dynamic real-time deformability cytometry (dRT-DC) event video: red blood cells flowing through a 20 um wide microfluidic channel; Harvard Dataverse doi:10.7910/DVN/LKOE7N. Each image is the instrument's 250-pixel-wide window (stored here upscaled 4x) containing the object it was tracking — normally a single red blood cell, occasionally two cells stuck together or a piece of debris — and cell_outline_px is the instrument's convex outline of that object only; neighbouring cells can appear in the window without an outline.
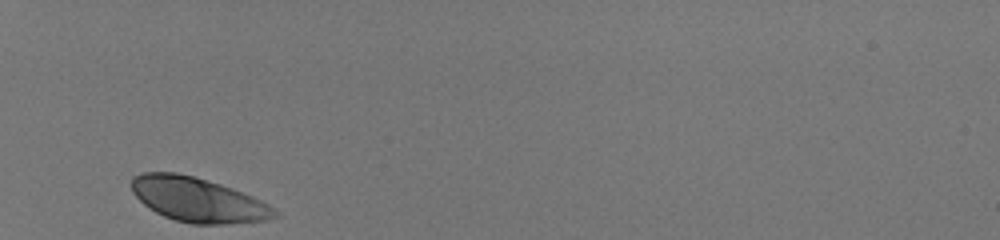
{"species": "human", "species_latin": "Homo sapiens", "temperature_condition": "room temperature", "stored_images_in_passage": 28, "camera_frame_rate_fps": 3000, "um_per_image_px": 0.085, "donor": {"sex": "male"}, "frame": {"image": 1, "passage_image": 1, "time_ms": 0.0, "image_size_px": [1000, 240], "cell_outline_px": [[280, 216], [268, 220], [224, 224], [192, 224], [176, 220], [164, 216], [156, 212], [144, 204], [132, 192], [132, 176], [140, 172], [176, 172], [192, 176], [220, 184], [232, 188], [252, 196], [268, 204], [280, 212]], "centroid_in_image_um": [16.84, 16.98], "position_along_channel_um": 68.2, "area_um2": 37.05}}
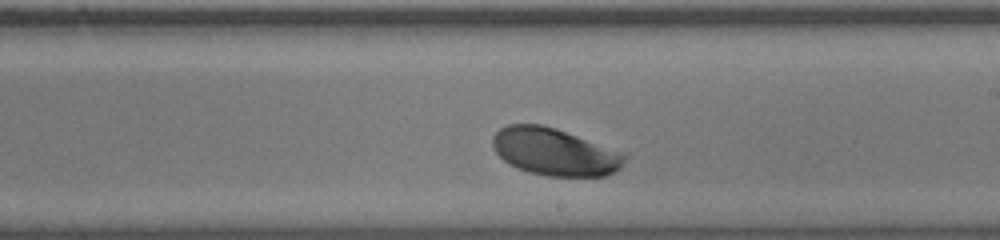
{"frame": {"image": 2, "passage_image": 16, "time_ms": 5.0, "image_size_px": [1000, 240], "cell_outline_px": [[628, 156], [620, 168], [616, 172], [604, 176], [548, 176], [528, 172], [516, 168], [508, 164], [492, 148], [492, 136], [500, 128], [508, 124], [540, 124], [556, 128], [620, 152]], "centroid_in_image_um": [47.1, 12.91], "position_along_channel_um": 241.9, "area_um2": 36.3}}
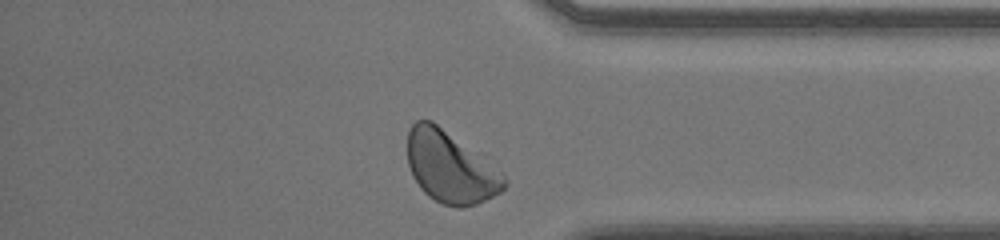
{"frame": {"image": 3, "passage_image": 28, "time_ms": 9.0, "image_size_px": [1000, 240], "cell_outline_px": [[508, 184], [500, 192], [476, 204], [460, 208], [456, 208], [440, 204], [428, 196], [420, 188], [412, 176], [408, 164], [408, 132], [412, 124], [416, 120], [432, 120], [504, 176], [508, 180]], "centroid_in_image_um": [38.22, 14.25], "position_along_channel_um": 397.0, "area_um2": 39.48}, "authors_computed_cell_mechanics": {"area_um2": 36.992, "velocity_mm_per_s": 3.9107, "shape_relaxation_time_tau1_ms": 1.2416, "shape_relaxation_time_tau2_ms": null, "deformation_change_tau1": 0.0826, "deformation_change_tau2": null}}